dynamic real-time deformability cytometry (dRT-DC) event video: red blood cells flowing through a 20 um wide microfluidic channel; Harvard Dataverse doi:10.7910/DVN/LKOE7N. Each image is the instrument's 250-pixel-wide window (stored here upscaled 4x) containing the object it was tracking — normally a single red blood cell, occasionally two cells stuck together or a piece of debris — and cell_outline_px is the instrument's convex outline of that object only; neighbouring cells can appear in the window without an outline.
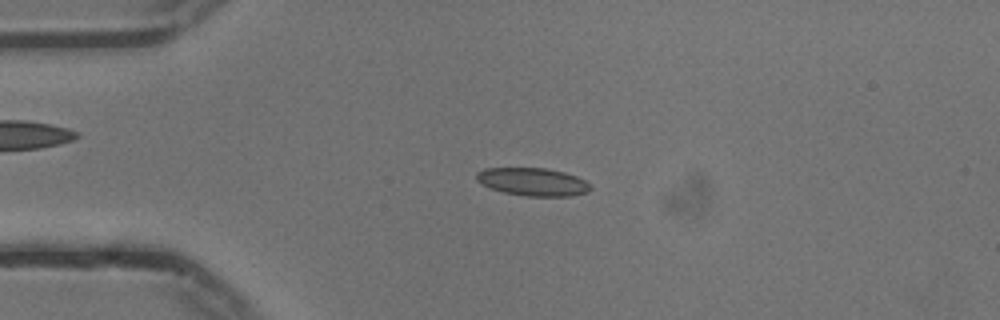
{"species": "common noctule bat (a hibernating species)", "species_latin": "Nyctalus noctula", "temperature_condition": "cold", "stored_images_in_passage": 53, "camera_frame_rate_fps": 3000, "um_per_image_px": 0.085, "animal": {"sex": "male", "body_mass_g": 13.3}, "frame": {"image": 1, "passage_image": 11, "time_ms": 3.333, "image_size_px": [1000, 320], "cell_outline_px": [[592, 188], [588, 192], [572, 196], [528, 196], [504, 192], [480, 184], [476, 180], [476, 172], [484, 168], [548, 168], [564, 172], [576, 176], [584, 180]], "centroid_in_image_um": [45.28, 15.45], "position_along_channel_um": 39.7, "area_um2": 18.55}}
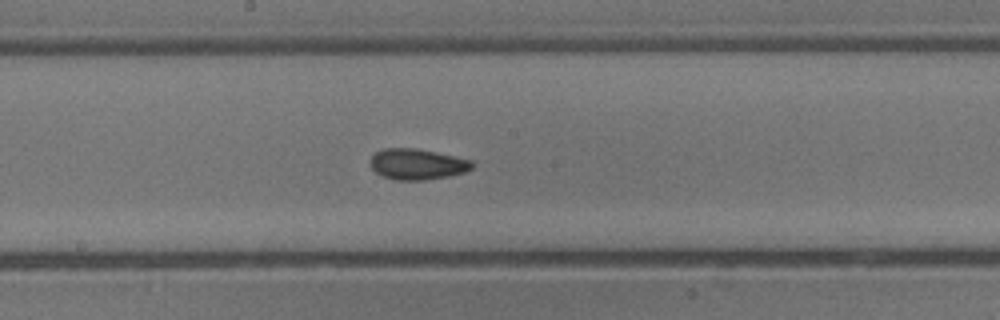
{"frame": {"image": 2, "passage_image": 27, "time_ms": 8.667, "image_size_px": [1000, 320], "cell_outline_px": [[472, 168], [464, 172], [448, 176], [424, 180], [396, 180], [384, 176], [376, 172], [372, 168], [368, 160], [376, 152], [384, 148], [416, 148], [472, 160]], "centroid_in_image_um": [35.43, 13.95], "position_along_channel_um": 212.8, "area_um2": 18.15}}
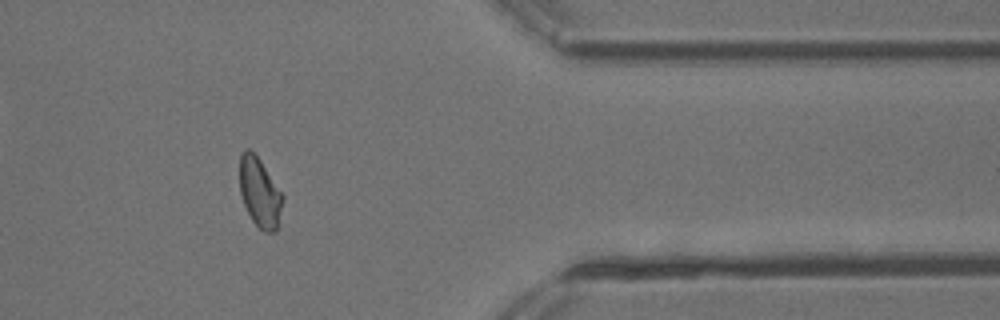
{"frame": {"image": 3, "passage_image": 43, "time_ms": 14.0, "image_size_px": [1000, 320], "cell_outline_px": [[284, 196], [276, 232], [264, 232], [252, 220], [244, 204], [240, 192], [240, 156], [244, 148], [248, 148], [256, 152]], "centroid_in_image_um": [22.08, 16.31], "position_along_channel_um": 389.3, "area_um2": 17.51}, "authors_computed_cell_mechanics": {"area_um2": 17.918, "velocity_mm_per_s": 3.7357, "shape_relaxation_time_tau1_ms": 3.7598, "shape_relaxation_time_tau2_ms": 1.9829, "deformation_change_tau1": 0.1152, "deformation_change_tau2": 0.0788}}